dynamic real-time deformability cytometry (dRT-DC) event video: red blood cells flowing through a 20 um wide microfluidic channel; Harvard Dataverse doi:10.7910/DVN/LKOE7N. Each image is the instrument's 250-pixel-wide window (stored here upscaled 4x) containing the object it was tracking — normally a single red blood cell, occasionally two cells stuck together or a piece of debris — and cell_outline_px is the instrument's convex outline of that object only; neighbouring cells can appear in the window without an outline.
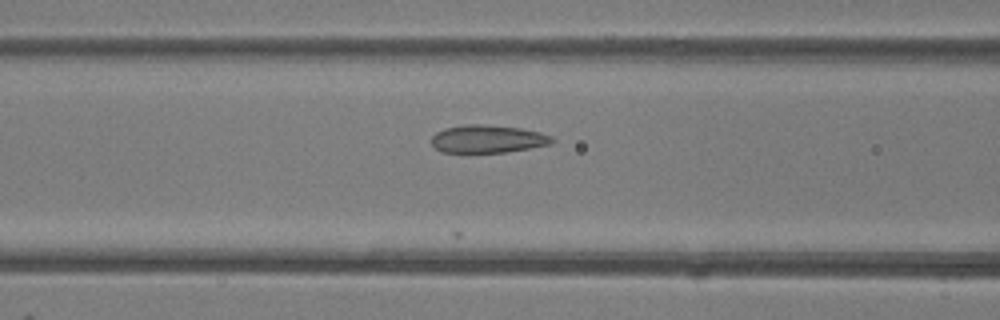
{"species": "common noctule bat (a hibernating species)", "species_latin": "Nyctalus noctula", "temperature_condition": "room temperature", "stored_images_in_passage": 18, "camera_frame_rate_fps": 3000, "um_per_image_px": 0.085, "animal": {"sex": "female"}, "frame": {"image": 1, "passage_image": 5, "time_ms": 1.333, "image_size_px": [1000, 320], "cell_outline_px": [[556, 140], [552, 144], [504, 152], [440, 152], [432, 144], [432, 136], [436, 132], [444, 128], [468, 124], [480, 124], [520, 128], [540, 132], [552, 136]], "centroid_in_image_um": [41.46, 11.8], "position_along_channel_um": 125.1, "area_um2": 19.48}}
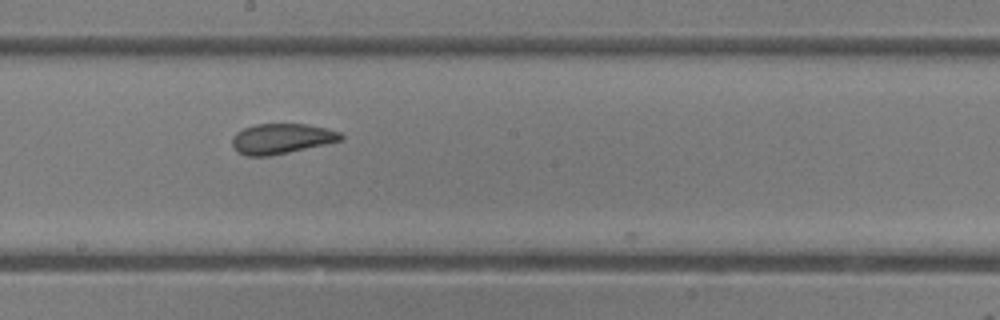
{"frame": {"image": 2, "passage_image": 12, "time_ms": 3.667, "image_size_px": [1000, 320], "cell_outline_px": [[344, 140], [288, 152], [268, 156], [248, 156], [236, 152], [232, 144], [232, 136], [236, 132], [244, 128], [256, 124], [308, 124], [328, 128], [340, 132], [344, 136]], "centroid_in_image_um": [23.94, 11.78], "position_along_channel_um": 224.3, "area_um2": 19.25}}
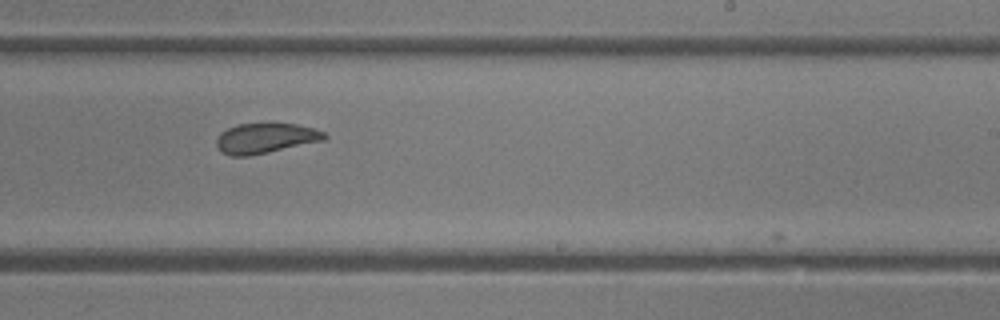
{"frame": {"image": 3, "passage_image": 15, "time_ms": 4.667, "image_size_px": [1000, 320], "cell_outline_px": [[328, 136], [324, 140], [268, 152], [248, 156], [232, 156], [220, 152], [216, 144], [216, 140], [220, 132], [236, 124], [296, 124], [312, 128], [324, 132]], "centroid_in_image_um": [22.53, 11.75], "position_along_channel_um": 266.5, "area_um2": 18.79}}